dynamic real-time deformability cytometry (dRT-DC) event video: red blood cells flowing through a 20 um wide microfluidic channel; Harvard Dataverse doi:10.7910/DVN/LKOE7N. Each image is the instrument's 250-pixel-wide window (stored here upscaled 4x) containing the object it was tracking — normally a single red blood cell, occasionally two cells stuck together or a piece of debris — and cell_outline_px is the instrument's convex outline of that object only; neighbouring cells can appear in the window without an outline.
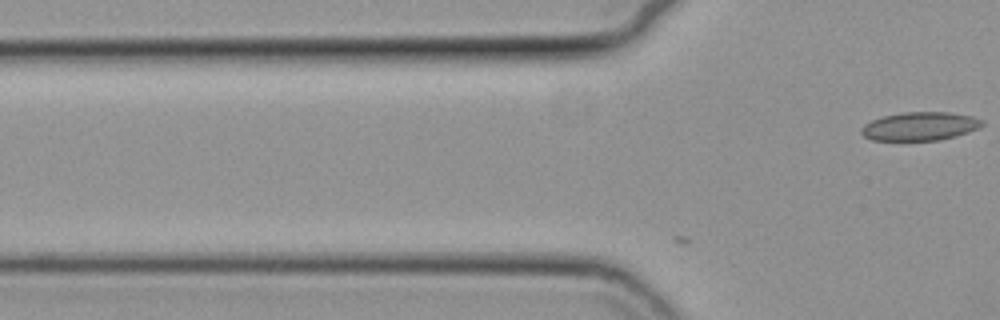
{"species": "common noctule bat (a hibernating species)", "species_latin": "Nyctalus noctula", "temperature_condition": "cold", "stored_images_in_passage": 3, "camera_frame_rate_fps": 3000, "um_per_image_px": 0.085, "animal": {"sex": "female", "body_mass_g": 19.3, "forearm_length_mm": 54.1}, "frame": {"image": 1, "passage_image": 3, "time_ms": 0.667, "image_size_px": [1000, 320], "cell_outline_px": [[984, 124], [968, 132], [956, 136], [940, 140], [872, 140], [864, 136], [860, 132], [860, 128], [864, 124], [872, 120], [884, 116], [904, 112], [948, 112], [972, 116], [984, 120]], "centroid_in_image_um": [78.19, 10.73], "position_along_channel_um": 47.6, "area_um2": 20.0}}